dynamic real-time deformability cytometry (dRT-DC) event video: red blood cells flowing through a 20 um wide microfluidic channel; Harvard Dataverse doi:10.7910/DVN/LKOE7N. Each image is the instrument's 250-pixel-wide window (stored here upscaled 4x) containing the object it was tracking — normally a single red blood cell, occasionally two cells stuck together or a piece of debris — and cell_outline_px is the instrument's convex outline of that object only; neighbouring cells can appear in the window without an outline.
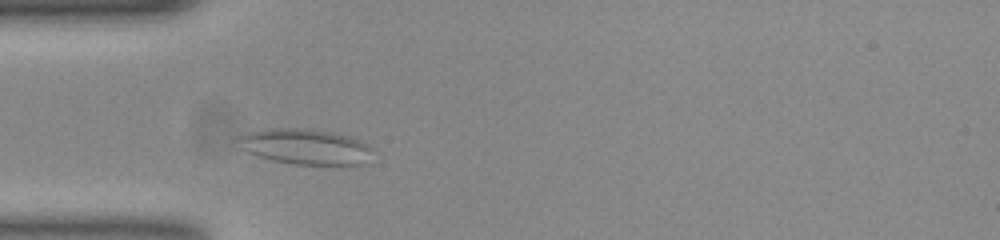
{"species": "common noctule bat (a hibernating species)", "species_latin": "Nyctalus noctula", "temperature_condition": "room temperature", "stored_images_in_passage": 38, "camera_frame_rate_fps": 3000, "um_per_image_px": 0.085, "animal": {"sex": "female", "body_mass_g": 23.0, "forearm_length_mm": 53.4}, "frame": {"image": 1, "passage_image": 6, "time_ms": 1.667, "image_size_px": [1000, 240], "cell_outline_px": [[368, 148], [356, 164], [348, 168], [340, 168], [292, 164], [272, 160], [248, 152], [240, 136], [256, 132], [276, 128], [312, 128], [344, 136], [356, 140], [364, 144]], "centroid_in_image_um": [25.95, 12.52], "position_along_channel_um": 59.1, "area_um2": 26.7}}
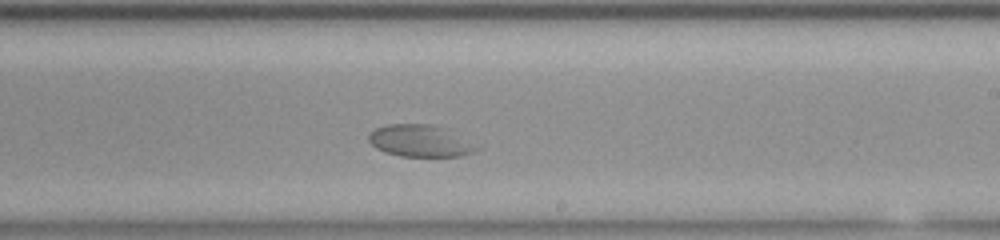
{"frame": {"image": 2, "passage_image": 22, "time_ms": 7.0, "image_size_px": [1000, 240], "cell_outline_px": [[480, 148], [472, 152], [460, 156], [400, 156], [376, 148], [368, 140], [368, 136], [376, 128], [388, 124], [428, 124], [440, 128]], "centroid_in_image_um": [35.61, 11.98], "position_along_channel_um": 253.4, "area_um2": 19.13}}
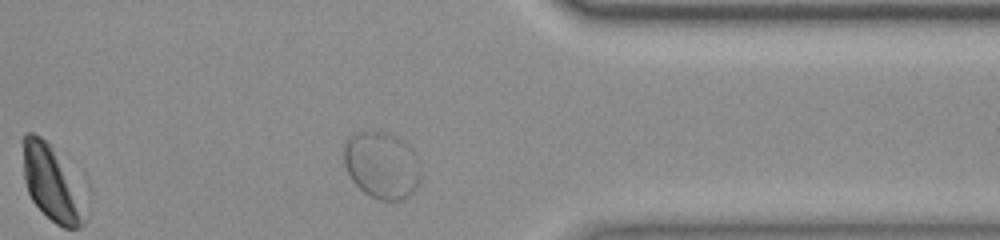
{"frame": {"image": 3, "passage_image": 33, "time_ms": 10.667, "image_size_px": [1000, 240], "cell_outline_px": [[420, 176], [412, 192], [404, 200], [380, 200], [364, 192], [352, 180], [344, 164], [344, 148], [348, 140], [356, 132], [380, 132], [392, 136], [396, 140]], "centroid_in_image_um": [32.28, 14.12], "position_along_channel_um": 379.1, "area_um2": 27.46}}